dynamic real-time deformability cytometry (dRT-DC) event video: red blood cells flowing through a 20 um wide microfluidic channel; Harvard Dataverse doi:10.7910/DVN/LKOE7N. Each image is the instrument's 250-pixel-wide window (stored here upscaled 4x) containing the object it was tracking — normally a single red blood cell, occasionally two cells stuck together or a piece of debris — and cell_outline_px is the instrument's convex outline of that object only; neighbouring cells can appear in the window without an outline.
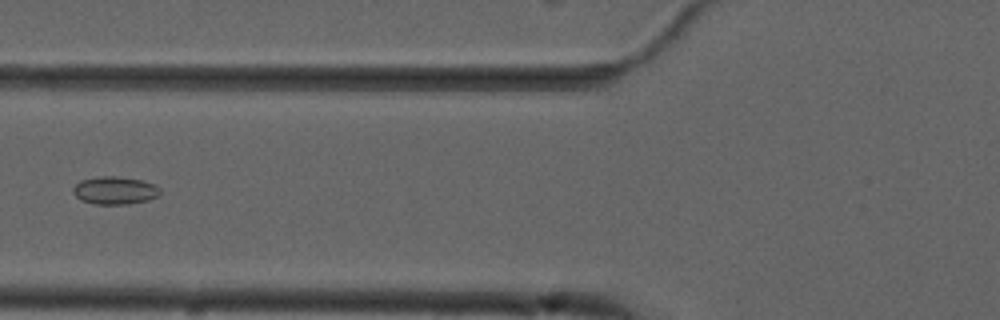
{"species": "common noctule bat (a hibernating species)", "species_latin": "Nyctalus noctula", "temperature_condition": "cold", "stored_images_in_passage": 7, "camera_frame_rate_fps": 3000, "um_per_image_px": 0.085, "animal": {"sex": "male", "forearm_length_mm": 52.5}, "frame": {"image": 1, "passage_image": 7, "time_ms": 7.0, "image_size_px": [1000, 320], "cell_outline_px": [[160, 196], [148, 200], [128, 204], [96, 204], [80, 200], [72, 192], [72, 188], [80, 180], [100, 176], [116, 176], [140, 180], [156, 184], [160, 188]], "centroid_in_image_um": [9.77, 16.19], "position_along_channel_um": 116.0, "area_um2": 14.22}}